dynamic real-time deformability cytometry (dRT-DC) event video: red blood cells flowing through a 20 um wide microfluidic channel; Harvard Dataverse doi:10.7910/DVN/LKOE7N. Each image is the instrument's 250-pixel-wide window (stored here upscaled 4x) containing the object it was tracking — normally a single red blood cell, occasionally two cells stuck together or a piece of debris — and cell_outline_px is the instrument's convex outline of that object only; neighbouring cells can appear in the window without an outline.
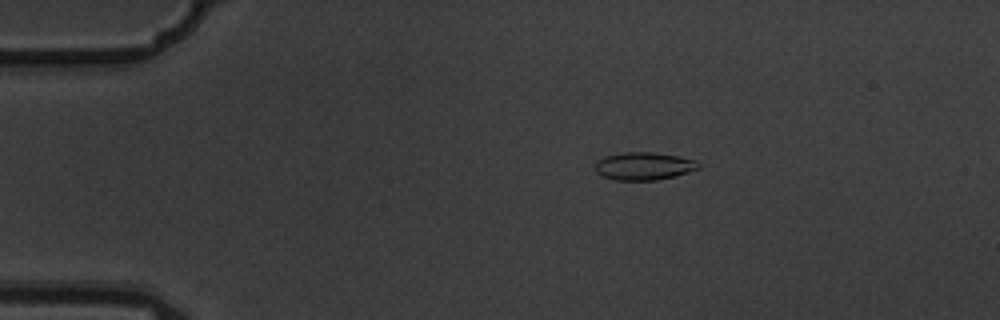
{"species": "common noctule bat (a hibernating species)", "species_latin": "Nyctalus noctula", "temperature_condition": "warm", "stored_images_in_passage": 9, "camera_frame_rate_fps": 3000, "um_per_image_px": 0.085, "animal": {"sex": "male", "body_mass_g": 19.5, "forearm_length_mm": 54.6}, "frame": {"image": 1, "passage_image": 3, "time_ms": 0.667, "image_size_px": [1000, 320], "cell_outline_px": [[700, 168], [676, 176], [656, 180], [616, 180], [604, 176], [596, 172], [596, 160], [604, 156], [624, 152], [652, 152], [676, 156], [696, 160], [700, 164]], "centroid_in_image_um": [54.73, 14.11], "position_along_channel_um": 30.3, "area_um2": 16.7}}
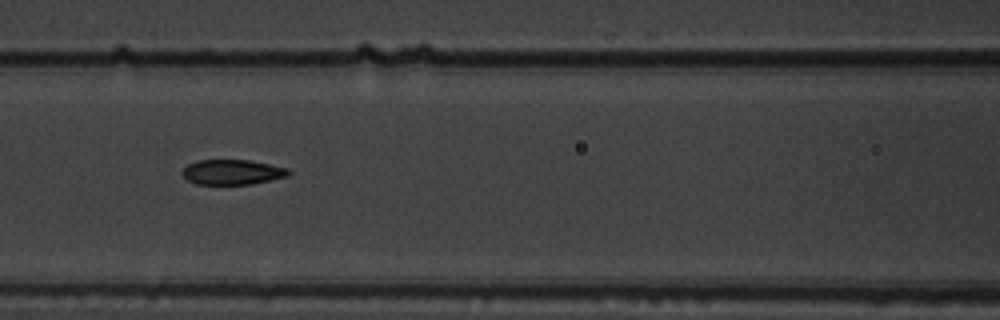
{"frame": {"image": 2, "passage_image": 7, "time_ms": 2.0, "image_size_px": [1000, 320], "cell_outline_px": [[292, 172], [288, 176], [252, 184], [196, 184], [188, 180], [180, 172], [188, 164], [196, 160], [248, 160], [288, 168]], "centroid_in_image_um": [19.74, 14.63], "position_along_channel_um": 146.9, "area_um2": 15.49}}
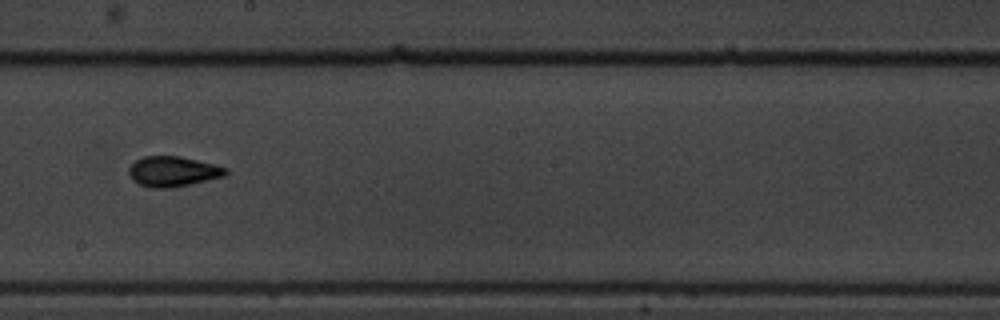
{"frame": {"image": 3, "passage_image": 9, "time_ms": 2.667, "image_size_px": [1000, 320], "cell_outline_px": [[228, 172], [224, 176], [172, 188], [152, 188], [140, 184], [132, 180], [128, 172], [128, 168], [136, 160], [144, 156], [180, 156], [216, 164], [228, 168]], "centroid_in_image_um": [14.7, 14.57], "position_along_channel_um": 233.5, "area_um2": 17.11}}